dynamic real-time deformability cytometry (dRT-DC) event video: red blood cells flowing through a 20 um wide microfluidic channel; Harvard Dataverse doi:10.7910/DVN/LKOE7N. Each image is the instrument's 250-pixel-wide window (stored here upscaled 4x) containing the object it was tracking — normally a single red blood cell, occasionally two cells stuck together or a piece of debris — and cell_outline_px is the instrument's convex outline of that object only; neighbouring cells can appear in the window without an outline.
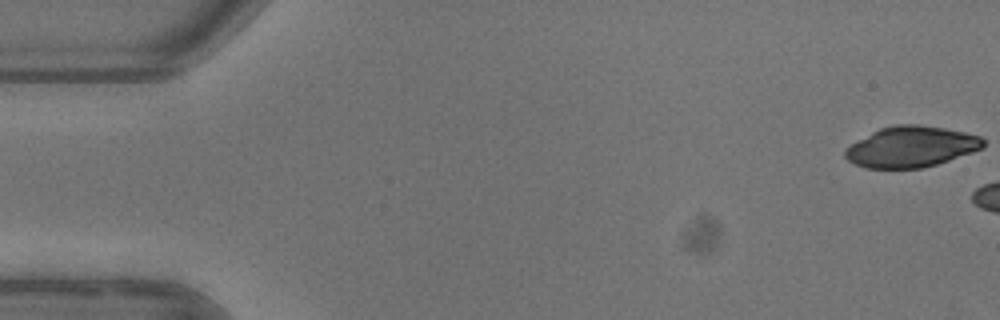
{"species": "common noctule bat (a hibernating species)", "species_latin": "Nyctalus noctula", "temperature_condition": "warm", "stored_images_in_passage": 5, "camera_frame_rate_fps": 3000, "um_per_image_px": 0.085, "animal": {"sex": "female"}, "frame": {"image": 1, "passage_image": 1, "time_ms": 0.0, "image_size_px": [1000, 320], "cell_outline_px": [[984, 148], [936, 164], [920, 168], [864, 168], [848, 160], [844, 156], [844, 152], [852, 144], [872, 132], [880, 128], [896, 124], [920, 124], [944, 128], [964, 132], [980, 136], [984, 140]], "centroid_in_image_um": [77.46, 12.47], "position_along_channel_um": 7.5, "area_um2": 32.6}}